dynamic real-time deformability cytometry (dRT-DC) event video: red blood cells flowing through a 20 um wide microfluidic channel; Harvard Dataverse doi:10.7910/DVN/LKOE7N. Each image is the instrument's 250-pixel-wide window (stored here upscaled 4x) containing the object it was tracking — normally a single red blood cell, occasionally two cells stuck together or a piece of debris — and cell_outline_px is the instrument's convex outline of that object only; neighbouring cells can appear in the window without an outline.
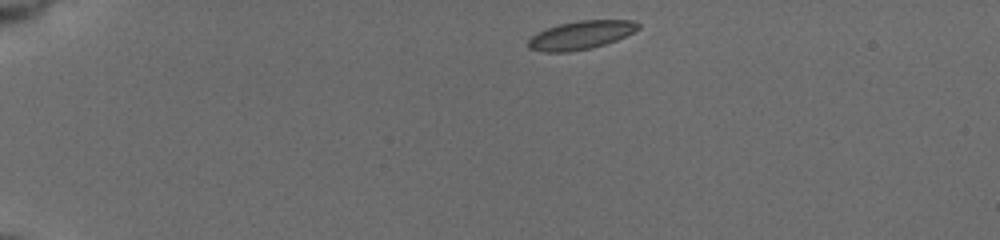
{"species": "common noctule bat (a hibernating species)", "species_latin": "Nyctalus noctula", "temperature_condition": "cold", "stored_images_in_passage": 45, "camera_frame_rate_fps": 3000, "um_per_image_px": 0.085, "animal": {"sex": "female", "body_mass_g": 19.5, "forearm_length_mm": 54.1}, "frame": {"image": 1, "passage_image": 1, "time_ms": 0.0, "image_size_px": [1000, 240], "cell_outline_px": [[640, 28], [616, 40], [592, 48], [568, 52], [544, 52], [528, 48], [528, 40], [532, 36], [548, 28], [560, 24], [580, 20], [632, 20], [640, 24]], "centroid_in_image_um": [49.38, 2.99], "position_along_channel_um": 35.6, "area_um2": 17.98}}
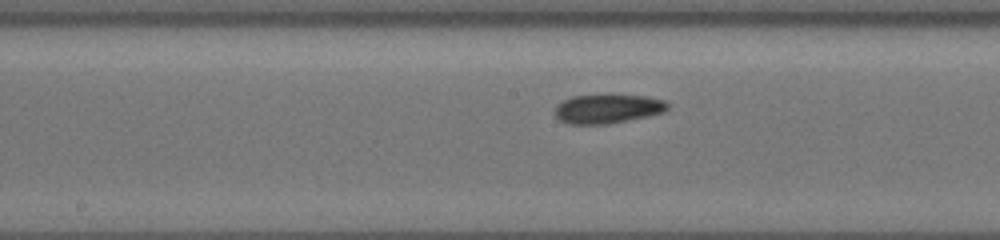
{"frame": {"image": 2, "passage_image": 20, "time_ms": 6.333, "image_size_px": [1000, 240], "cell_outline_px": [[668, 108], [664, 112], [648, 116], [608, 124], [568, 124], [560, 120], [556, 116], [556, 104], [572, 96], [608, 92], [648, 96], [664, 100], [668, 104]], "centroid_in_image_um": [51.66, 9.19], "position_along_channel_um": 196.5, "area_um2": 19.88}}
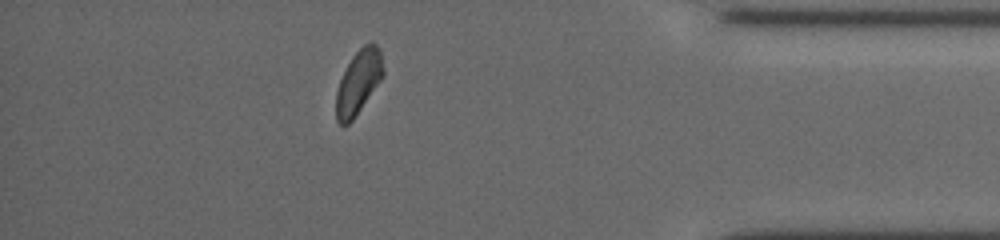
{"frame": {"image": 3, "passage_image": 39, "time_ms": 12.667, "image_size_px": [1000, 240], "cell_outline_px": [[384, 72], [380, 80], [352, 120], [348, 124], [340, 124], [336, 120], [336, 92], [340, 80], [352, 56], [364, 44], [372, 40], [380, 48], [384, 68]], "centroid_in_image_um": [30.48, 6.93], "position_along_channel_um": 404.7, "area_um2": 17.28}, "authors_computed_cell_mechanics": {"area_um2": 17.9758, "velocity_mm_per_s": 3.7241, "shape_relaxation_time_tau1_ms": 3.0605, "shape_relaxation_time_tau2_ms": null, "deformation_change_tau1": 0.0835, "deformation_change_tau2": null}}